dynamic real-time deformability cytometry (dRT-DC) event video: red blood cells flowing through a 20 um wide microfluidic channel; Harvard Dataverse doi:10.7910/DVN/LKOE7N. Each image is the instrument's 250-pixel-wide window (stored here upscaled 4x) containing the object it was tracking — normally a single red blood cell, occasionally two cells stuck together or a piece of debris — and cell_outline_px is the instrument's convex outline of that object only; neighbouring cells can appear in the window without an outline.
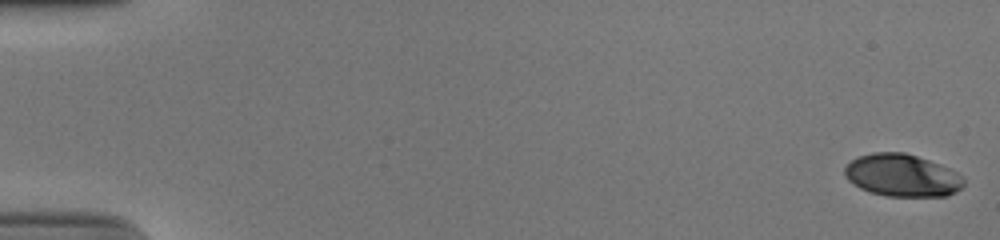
{"species": "human", "species_latin": "Homo sapiens", "temperature_condition": "cold", "stored_images_in_passage": 53, "camera_frame_rate_fps": 3000, "um_per_image_px": 0.085, "donor": {"sex": "male"}, "frame": {"image": 1, "passage_image": 1, "time_ms": 0.0, "image_size_px": [1000, 240], "cell_outline_px": [[964, 184], [956, 192], [948, 196], [888, 196], [872, 192], [860, 188], [852, 184], [844, 176], [844, 168], [852, 160], [860, 156], [872, 152], [904, 152], [928, 160], [948, 168], [964, 176]], "centroid_in_image_um": [76.68, 14.91], "position_along_channel_um": 8.3, "area_um2": 29.36}}
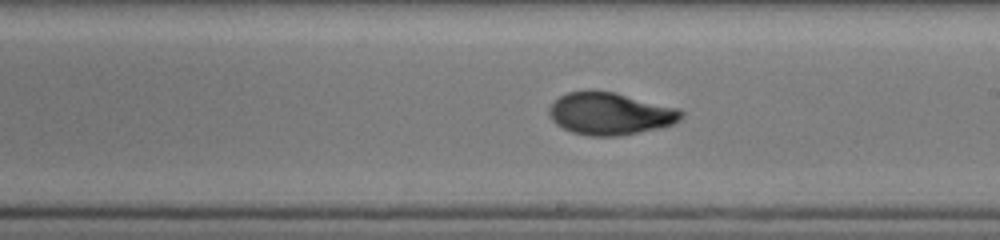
{"frame": {"image": 2, "passage_image": 32, "time_ms": 10.333, "image_size_px": [1000, 240], "cell_outline_px": [[684, 116], [680, 120], [672, 124], [660, 128], [616, 136], [588, 136], [572, 132], [556, 124], [552, 120], [548, 112], [548, 108], [560, 96], [568, 92], [588, 88], [592, 88], [616, 92], [680, 108], [684, 112]], "centroid_in_image_um": [51.87, 9.63], "position_along_channel_um": 237.1, "area_um2": 33.18}}
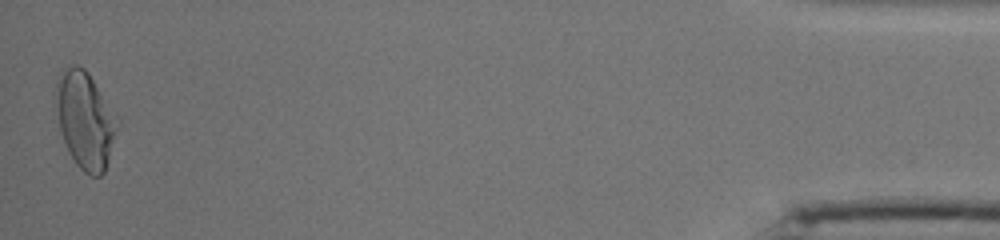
{"frame": {"image": 3, "passage_image": 53, "time_ms": 17.333, "image_size_px": [1000, 240], "cell_outline_px": [[120, 124], [104, 172], [100, 176], [92, 176], [84, 172], [76, 164], [68, 152], [60, 128], [56, 104], [56, 80], [72, 64], [76, 64], [84, 68], [88, 72], [120, 116]], "centroid_in_image_um": [7.3, 10.2], "position_along_channel_um": 427.9, "area_um2": 34.91}, "authors_computed_cell_mechanics": {"area_um2": 32.079, "velocity_mm_per_s": 3.9137, "shape_relaxation_time_tau1_ms": 4.3043, "shape_relaxation_time_tau2_ms": 1.4282, "deformation_change_tau1": 0.166, "deformation_change_tau2": 0.0598}}